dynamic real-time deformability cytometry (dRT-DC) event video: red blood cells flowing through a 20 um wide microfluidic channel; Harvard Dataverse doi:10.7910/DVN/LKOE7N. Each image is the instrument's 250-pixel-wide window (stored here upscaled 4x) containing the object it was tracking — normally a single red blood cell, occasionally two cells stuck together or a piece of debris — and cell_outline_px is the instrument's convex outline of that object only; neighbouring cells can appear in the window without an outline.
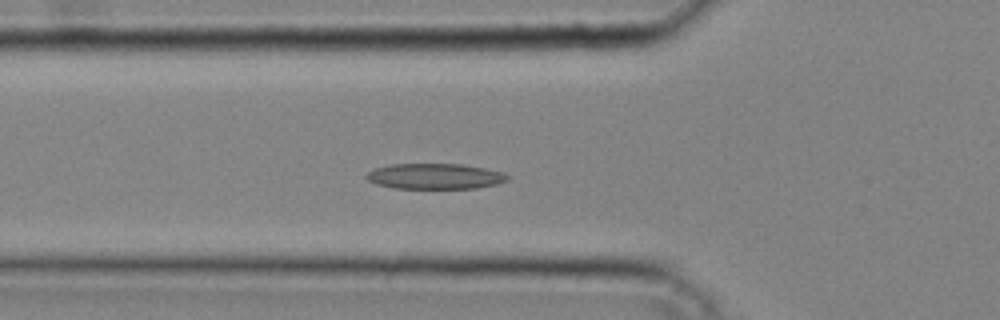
{"species": "common noctule bat (a hibernating species)", "species_latin": "Nyctalus noctula", "temperature_condition": "cold", "stored_images_in_passage": 34, "camera_frame_rate_fps": 3000, "um_per_image_px": 0.085, "animal": {"sex": "male", "body_mass_g": 20.4}, "frame": {"image": 1, "passage_image": 8, "time_ms": 2.333, "image_size_px": [1000, 320], "cell_outline_px": [[508, 180], [496, 184], [476, 188], [392, 188], [376, 184], [368, 180], [364, 176], [368, 172], [376, 168], [392, 164], [460, 164], [484, 168], [504, 172], [508, 176]], "centroid_in_image_um": [36.96, 14.98], "position_along_channel_um": 88.8, "area_um2": 20.92}}
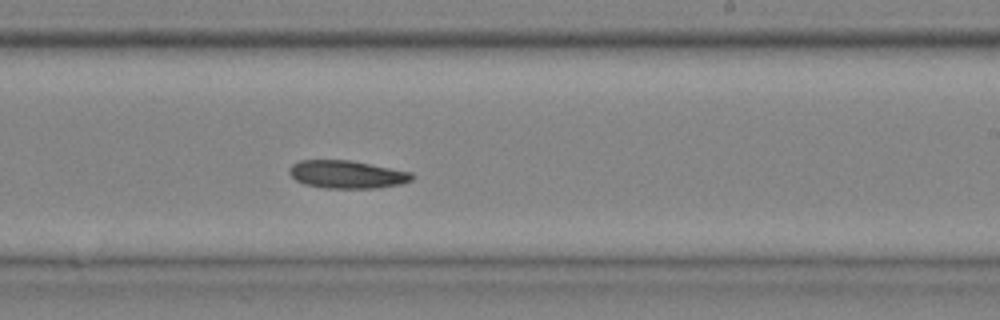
{"frame": {"image": 2, "passage_image": 19, "time_ms": 6.0, "image_size_px": [1000, 320], "cell_outline_px": [[416, 176], [412, 180], [400, 184], [376, 188], [324, 188], [304, 184], [296, 180], [288, 172], [288, 168], [292, 164], [300, 160], [348, 160], [412, 172]], "centroid_in_image_um": [29.48, 14.83], "position_along_channel_um": 259.5, "area_um2": 19.94}}
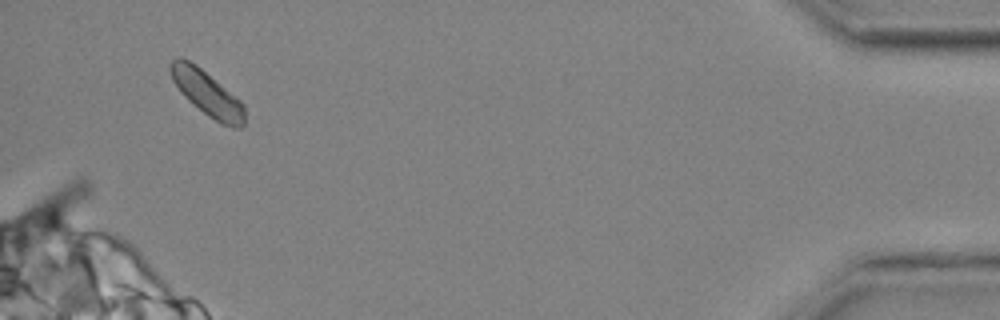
{"frame": {"image": 3, "passage_image": 33, "time_ms": 10.667, "image_size_px": [1000, 320], "cell_outline_px": [[244, 124], [240, 128], [232, 128], [220, 124], [208, 116], [188, 100], [180, 92], [172, 80], [168, 68], [168, 64], [172, 60], [180, 56], [196, 64], [240, 100], [244, 104]], "centroid_in_image_um": [17.58, 7.93], "position_along_channel_um": 417.6, "area_um2": 19.54}}